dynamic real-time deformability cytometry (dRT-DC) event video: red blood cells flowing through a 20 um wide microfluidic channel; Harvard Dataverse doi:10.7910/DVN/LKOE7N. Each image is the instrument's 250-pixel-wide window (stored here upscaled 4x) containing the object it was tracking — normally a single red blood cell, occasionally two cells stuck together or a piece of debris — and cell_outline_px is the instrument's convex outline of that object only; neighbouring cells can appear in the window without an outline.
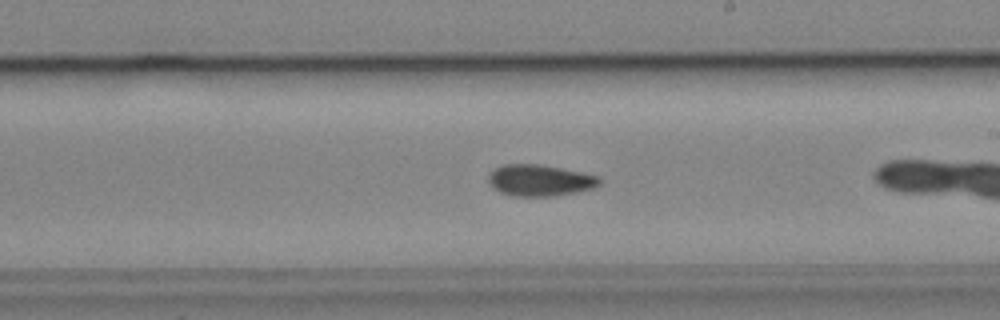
{"species": "common noctule bat (a hibernating species)", "species_latin": "Nyctalus noctula", "temperature_condition": "cold", "stored_images_in_passage": 27, "camera_frame_rate_fps": 3000, "um_per_image_px": 0.085, "animal": {"sex": "male", "body_mass_g": 19.2, "forearm_length_mm": 51.8}, "frame": {"image": 1, "passage_image": 16, "time_ms": 5.0, "image_size_px": [1000, 320], "cell_outline_px": [[600, 184], [592, 188], [576, 192], [552, 196], [512, 196], [500, 192], [492, 188], [488, 180], [488, 176], [496, 168], [504, 164], [540, 164], [600, 176]], "centroid_in_image_um": [45.87, 15.33], "position_along_channel_um": 243.1, "area_um2": 20.23}}